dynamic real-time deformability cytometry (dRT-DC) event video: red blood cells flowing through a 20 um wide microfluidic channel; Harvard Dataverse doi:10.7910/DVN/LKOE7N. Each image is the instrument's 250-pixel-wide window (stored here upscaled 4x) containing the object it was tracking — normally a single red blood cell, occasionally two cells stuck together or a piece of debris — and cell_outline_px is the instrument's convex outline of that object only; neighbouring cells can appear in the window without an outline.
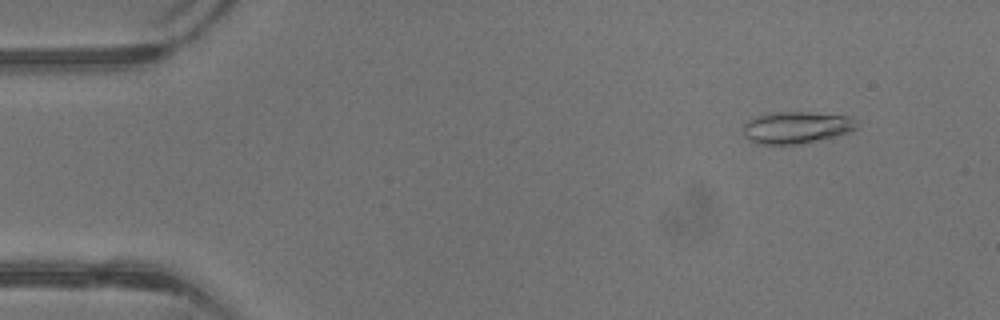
{"species": "common noctule bat (a hibernating species)", "species_latin": "Nyctalus noctula", "temperature_condition": "warm", "stored_images_in_passage": 41, "camera_frame_rate_fps": 3000, "um_per_image_px": 0.085, "animal": {"sex": "male", "body_mass_g": 13.3}, "frame": {"image": 1, "passage_image": 4, "time_ms": 1.0, "image_size_px": [1000, 320], "cell_outline_px": [[856, 128], [848, 132], [800, 144], [756, 144], [748, 140], [744, 136], [744, 124], [748, 120], [756, 116], [772, 112], [808, 112], [852, 116]], "centroid_in_image_um": [67.63, 10.83], "position_along_channel_um": 17.4, "area_um2": 20.92}}
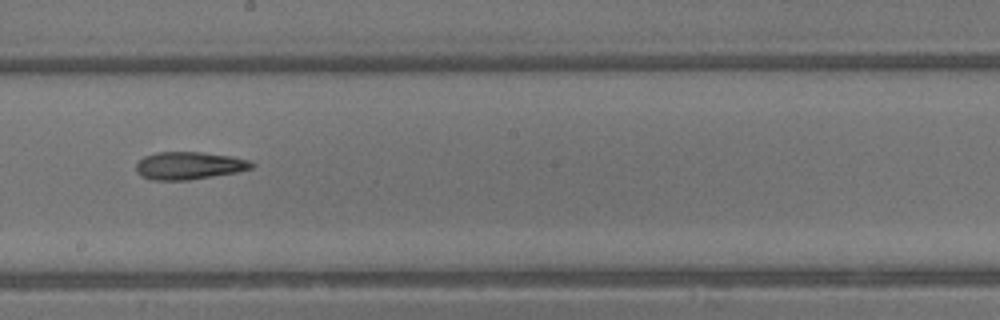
{"frame": {"image": 2, "passage_image": 23, "time_ms": 7.333, "image_size_px": [1000, 320], "cell_outline_px": [[256, 164], [252, 168], [236, 172], [188, 180], [152, 180], [140, 176], [136, 172], [136, 164], [144, 156], [156, 152], [200, 152], [232, 156], [248, 160]], "centroid_in_image_um": [16.05, 14.07], "position_along_channel_um": 232.2, "area_um2": 18.61}}
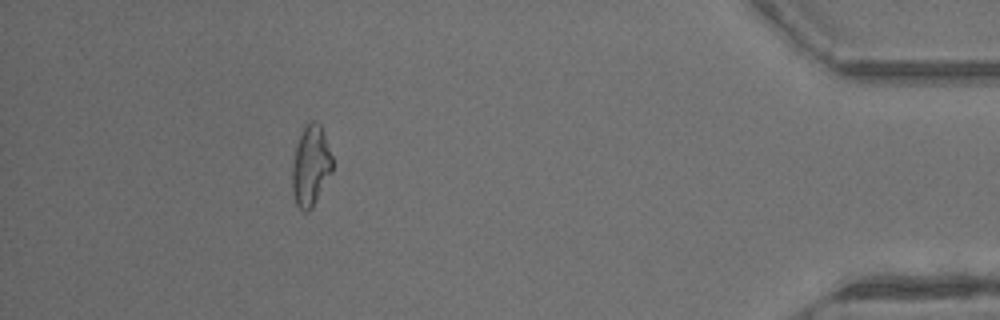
{"frame": {"image": 3, "passage_image": 37, "time_ms": 12.0, "image_size_px": [1000, 320], "cell_outline_px": [[332, 172], [312, 208], [308, 212], [304, 212], [296, 204], [292, 192], [292, 164], [296, 144], [308, 120], [316, 120], [320, 124], [332, 156]], "centroid_in_image_um": [26.4, 14.1], "position_along_channel_um": 408.8, "area_um2": 18.9}}